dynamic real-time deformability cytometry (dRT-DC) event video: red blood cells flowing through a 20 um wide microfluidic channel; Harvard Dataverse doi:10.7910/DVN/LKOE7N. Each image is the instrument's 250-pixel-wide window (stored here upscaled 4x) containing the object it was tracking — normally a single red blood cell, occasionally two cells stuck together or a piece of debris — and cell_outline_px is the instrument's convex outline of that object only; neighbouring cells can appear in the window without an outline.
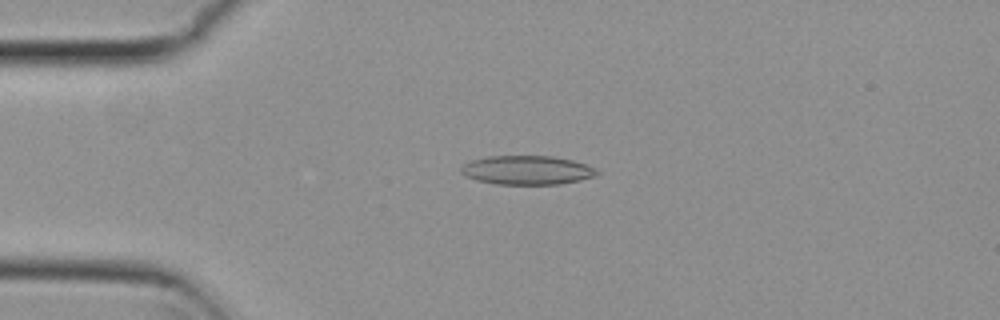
{"species": "common noctule bat (a hibernating species)", "species_latin": "Nyctalus noctula", "temperature_condition": "cold", "stored_images_in_passage": 38, "camera_frame_rate_fps": 3000, "um_per_image_px": 0.085, "animal": {"sex": "female", "body_mass_g": 29.2, "forearm_length_mm": 56.3}, "frame": {"image": 1, "passage_image": 1, "time_ms": 0.0, "image_size_px": [1000, 320], "cell_outline_px": [[600, 172], [596, 176], [580, 180], [560, 184], [496, 184], [476, 180], [464, 176], [460, 172], [460, 168], [464, 164], [472, 160], [488, 156], [552, 156], [572, 160], [596, 168]], "centroid_in_image_um": [44.79, 14.46], "position_along_channel_um": 40.2, "area_um2": 23.0}}
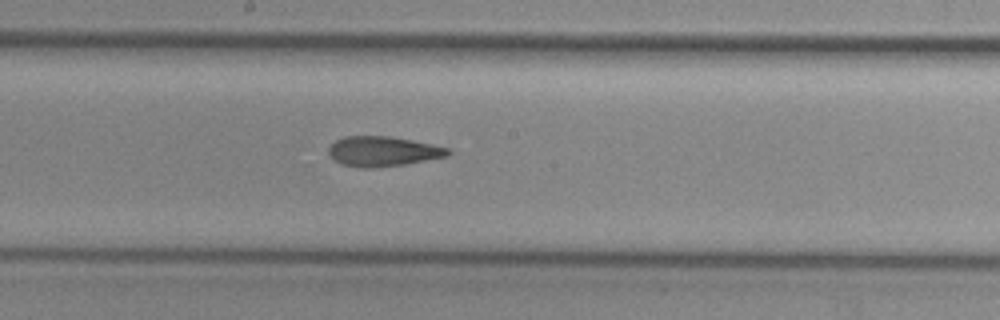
{"frame": {"image": 2, "passage_image": 17, "time_ms": 5.333, "image_size_px": [1000, 320], "cell_outline_px": [[452, 152], [448, 156], [404, 164], [372, 168], [360, 168], [340, 164], [328, 152], [328, 148], [336, 140], [344, 136], [392, 136], [432, 144], [448, 148]], "centroid_in_image_um": [32.55, 12.86], "position_along_channel_um": 215.7, "area_um2": 20.81}}
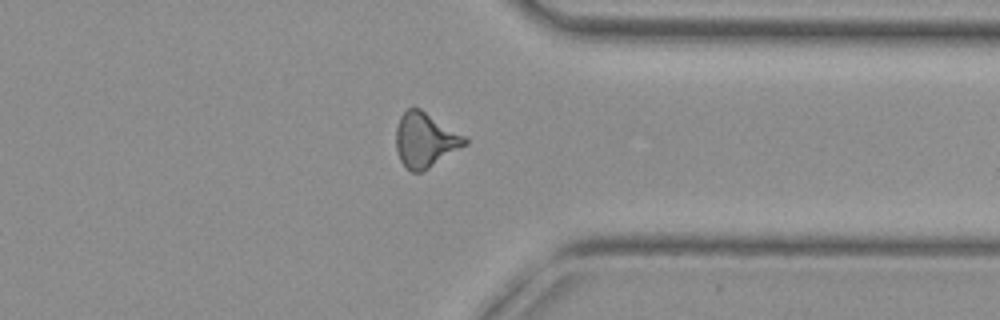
{"frame": {"image": 3, "passage_image": 30, "time_ms": 9.667, "image_size_px": [1000, 320], "cell_outline_px": [[468, 144], [428, 168], [420, 172], [412, 172], [400, 160], [396, 148], [396, 128], [400, 116], [408, 108], [420, 108], [468, 136]], "centroid_in_image_um": [36.18, 11.87], "position_along_channel_um": 375.2, "area_um2": 22.02}}